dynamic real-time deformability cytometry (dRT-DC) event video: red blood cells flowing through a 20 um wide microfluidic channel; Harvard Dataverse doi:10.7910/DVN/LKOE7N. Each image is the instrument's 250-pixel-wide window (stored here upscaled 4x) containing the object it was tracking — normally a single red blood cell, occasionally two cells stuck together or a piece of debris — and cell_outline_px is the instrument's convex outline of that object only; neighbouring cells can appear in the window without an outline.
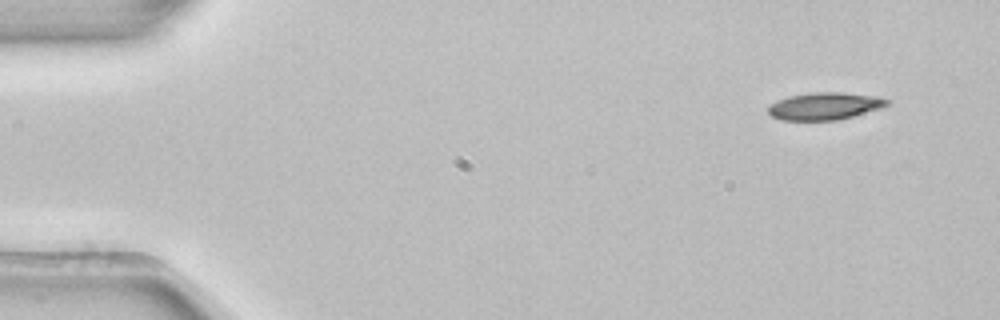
{"species": "common noctule bat (a hibernating species)", "species_latin": "Nyctalus noctula", "temperature_condition": "room temperature", "stored_images_in_passage": 3, "camera_frame_rate_fps": 3000, "um_per_image_px": 0.085, "animal": {"sex": "female", "body_mass_g": 22.7, "forearm_length_mm": 54.2}, "frame": {"image": 1, "passage_image": 1, "time_ms": 0.0, "image_size_px": [1000, 320], "cell_outline_px": [[888, 104], [884, 108], [840, 120], [780, 120], [772, 116], [768, 112], [768, 104], [776, 100], [788, 96], [816, 92], [840, 92], [880, 96], [888, 100]], "centroid_in_image_um": [70.12, 9.02], "position_along_channel_um": 14.9, "area_um2": 19.25}}